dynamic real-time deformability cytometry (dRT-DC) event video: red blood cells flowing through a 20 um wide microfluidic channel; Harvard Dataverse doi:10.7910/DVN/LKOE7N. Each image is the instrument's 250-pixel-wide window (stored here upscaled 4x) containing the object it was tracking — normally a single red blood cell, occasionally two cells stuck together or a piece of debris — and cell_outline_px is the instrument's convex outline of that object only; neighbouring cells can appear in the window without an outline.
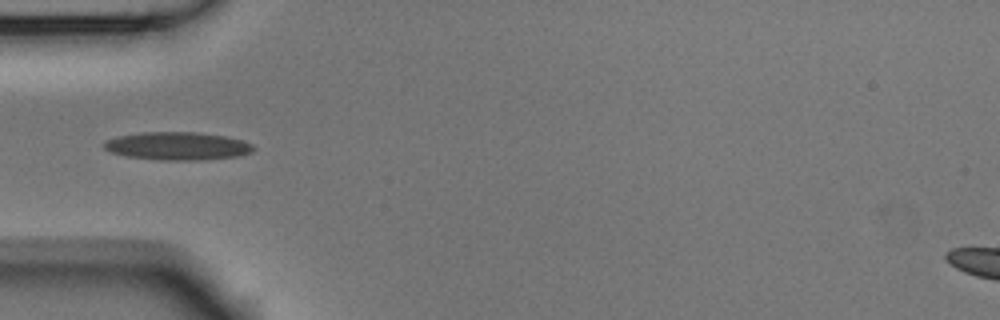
{"species": "Egyptian fruit bat (a non-hibernating species)", "species_latin": "Rousettus aegyptiacus", "temperature_condition": "room temperature", "stored_images_in_passage": 21, "camera_frame_rate_fps": 3000, "um_per_image_px": 0.085, "animal": {"sex": "male"}, "frame": {"image": 1, "passage_image": 1, "time_ms": 0.0, "image_size_px": [1000, 320], "cell_outline_px": [[256, 148], [252, 152], [240, 156], [200, 160], [160, 160], [128, 156], [112, 152], [104, 148], [104, 140], [116, 136], [140, 132], [196, 132], [224, 136], [244, 140], [252, 144]], "centroid_in_image_um": [15.11, 12.4], "position_along_channel_um": 69.9, "area_um2": 24.51}}
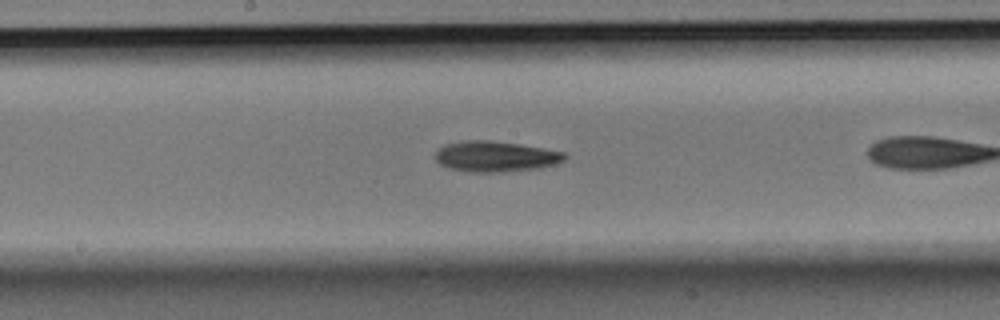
{"frame": {"image": 2, "passage_image": 7, "time_ms": 2.0, "image_size_px": [1000, 320], "cell_outline_px": [[568, 156], [564, 160], [552, 164], [536, 168], [500, 172], [472, 172], [448, 168], [440, 164], [436, 160], [436, 148], [444, 144], [464, 140], [488, 140], [520, 144], [544, 148], [564, 152]], "centroid_in_image_um": [42.07, 13.28], "position_along_channel_um": 206.1, "area_um2": 23.06}}
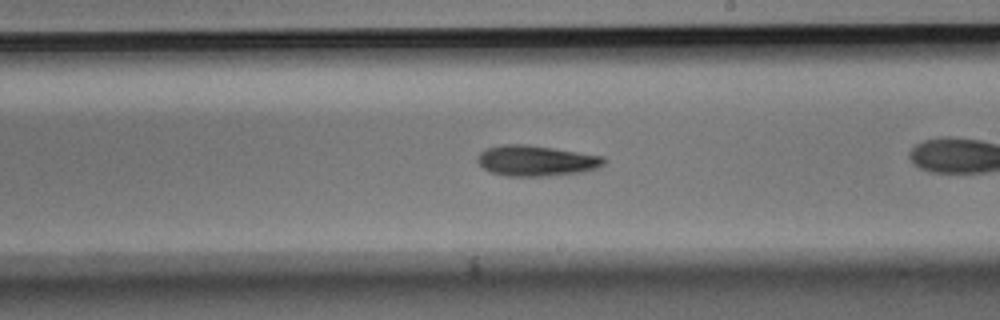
{"frame": {"image": 3, "passage_image": 10, "time_ms": 3.0, "image_size_px": [1000, 320], "cell_outline_px": [[608, 160], [604, 164], [596, 168], [580, 172], [548, 176], [504, 176], [492, 172], [484, 168], [476, 160], [480, 152], [488, 148], [504, 144], [524, 144], [552, 148], [604, 156]], "centroid_in_image_um": [45.58, 13.66], "position_along_channel_um": 243.4, "area_um2": 22.43}}